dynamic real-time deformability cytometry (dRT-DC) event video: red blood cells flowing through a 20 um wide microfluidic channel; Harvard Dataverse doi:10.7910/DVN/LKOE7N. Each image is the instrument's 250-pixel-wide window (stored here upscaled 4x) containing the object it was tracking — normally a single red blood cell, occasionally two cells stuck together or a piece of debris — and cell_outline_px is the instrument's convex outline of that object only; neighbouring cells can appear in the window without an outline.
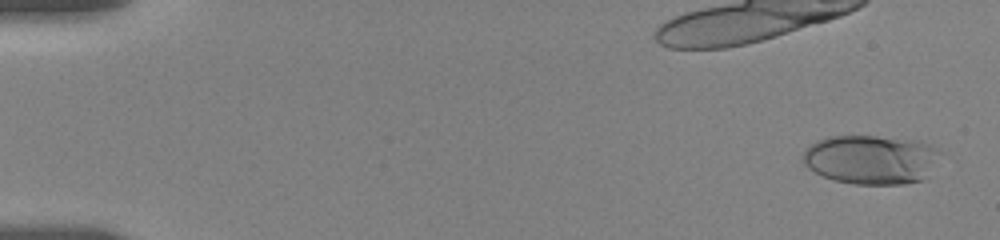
{"species": "human", "species_latin": "Homo sapiens", "temperature_condition": "room temperature", "stored_images_in_passage": 22, "camera_frame_rate_fps": 3000, "um_per_image_px": 0.085, "donor": {"sex": "female"}, "frame": {"image": 1, "passage_image": 2, "time_ms": 0.333, "image_size_px": [1000, 240], "cell_outline_px": [[940, 152], [924, 180], [904, 184], [852, 184], [836, 180], [824, 176], [808, 168], [804, 164], [804, 152], [816, 140], [828, 136], [876, 136], [924, 140]], "centroid_in_image_um": [74.05, 13.54], "position_along_channel_um": 10.9, "area_um2": 39.25}}
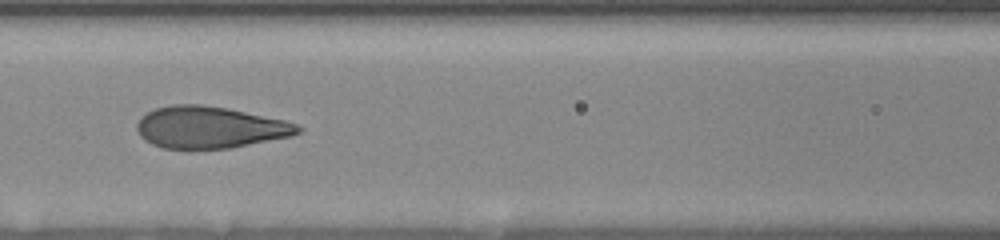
{"frame": {"image": 2, "passage_image": 15, "time_ms": 8.333, "image_size_px": [1000, 240], "cell_outline_px": [[304, 128], [300, 132], [292, 136], [228, 148], [164, 148], [152, 144], [144, 140], [140, 136], [136, 128], [136, 124], [140, 116], [156, 108], [172, 104], [200, 104], [228, 108], [284, 120], [296, 124]], "centroid_in_image_um": [17.81, 10.81], "position_along_channel_um": 148.8, "area_um2": 39.13}}
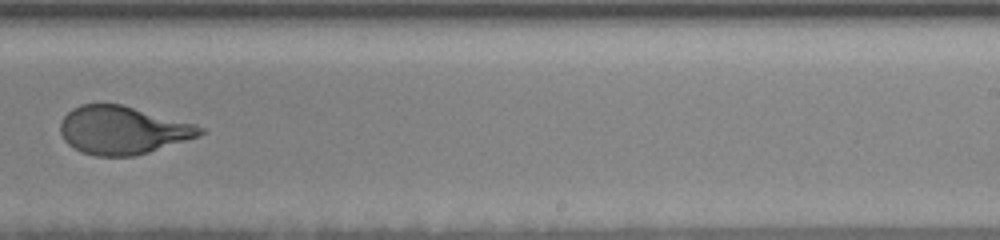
{"frame": {"image": 3, "passage_image": 21, "time_ms": 12.0, "image_size_px": [1000, 240], "cell_outline_px": [[204, 132], [200, 136], [148, 152], [132, 156], [96, 156], [80, 152], [68, 144], [64, 140], [60, 132], [60, 124], [64, 116], [72, 108], [80, 104], [120, 104], [196, 124], [204, 128]], "centroid_in_image_um": [10.41, 11.07], "position_along_channel_um": 278.6, "area_um2": 39.02}}